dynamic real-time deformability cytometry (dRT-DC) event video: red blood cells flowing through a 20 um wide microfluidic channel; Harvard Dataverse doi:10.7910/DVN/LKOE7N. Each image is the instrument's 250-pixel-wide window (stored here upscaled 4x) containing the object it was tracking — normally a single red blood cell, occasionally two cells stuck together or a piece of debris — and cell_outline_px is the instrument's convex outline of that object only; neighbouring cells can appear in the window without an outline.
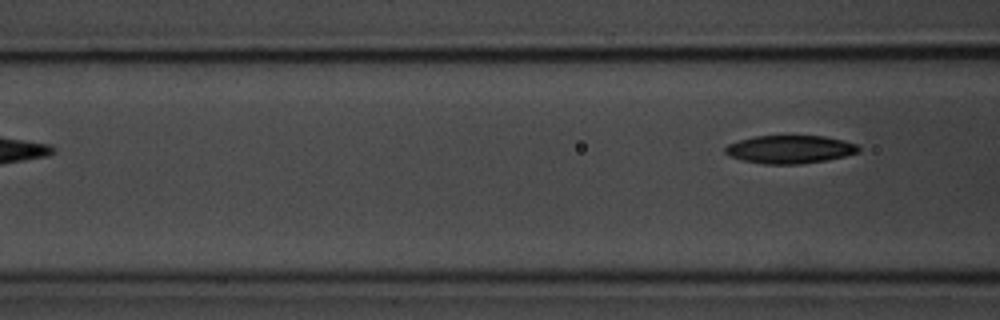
{"species": "common noctule bat (a hibernating species)", "species_latin": "Nyctalus noctula", "temperature_condition": "room temperature", "stored_images_in_passage": 6, "camera_frame_rate_fps": 3000, "um_per_image_px": 0.085, "animal": {"sex": "male", "body_mass_g": 20.1, "forearm_length_mm": 53.5}, "frame": {"image": 1, "passage_image": 6, "time_ms": 6.0, "image_size_px": [1000, 320], "cell_outline_px": [[860, 152], [844, 156], [824, 160], [800, 164], [764, 164], [744, 160], [728, 156], [724, 152], [724, 148], [728, 144], [740, 140], [756, 136], [824, 136], [844, 140], [856, 144], [860, 148]], "centroid_in_image_um": [67.13, 12.69], "position_along_channel_um": 99.5, "area_um2": 21.73}}